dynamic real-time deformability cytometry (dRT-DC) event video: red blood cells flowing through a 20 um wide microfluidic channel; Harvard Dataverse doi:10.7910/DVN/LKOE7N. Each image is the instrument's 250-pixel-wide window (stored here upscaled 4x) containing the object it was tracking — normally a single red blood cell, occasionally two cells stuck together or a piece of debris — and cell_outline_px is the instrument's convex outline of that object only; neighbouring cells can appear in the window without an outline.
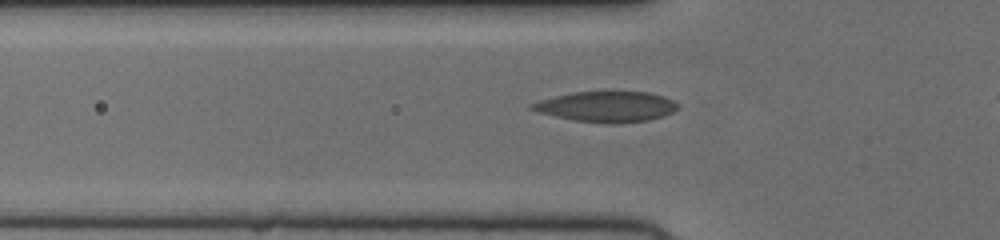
{"species": "human", "species_latin": "Homo sapiens", "temperature_condition": "cold", "stored_images_in_passage": 40, "camera_frame_rate_fps": 3000, "um_per_image_px": 0.085, "donor": {"sex": "female"}, "frame": {"image": 1, "passage_image": 12, "time_ms": 3.667, "image_size_px": [1000, 240], "cell_outline_px": [[676, 108], [672, 112], [664, 116], [648, 120], [612, 124], [608, 124], [576, 120], [556, 116], [540, 112], [528, 108], [528, 104], [540, 100], [572, 92], [648, 92], [664, 96], [672, 100], [676, 104]], "centroid_in_image_um": [51.54, 9.06], "position_along_channel_um": 74.3, "area_um2": 25.66}}
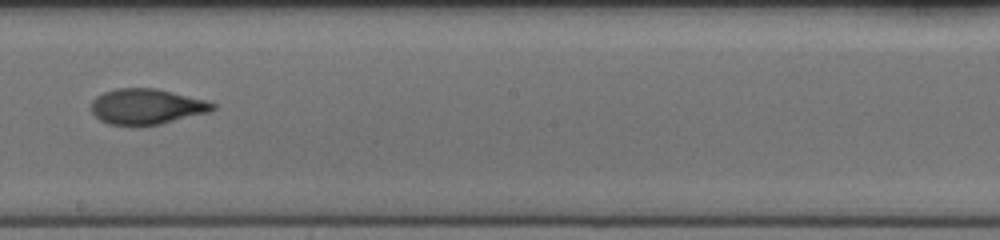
{"frame": {"image": 2, "passage_image": 24, "time_ms": 7.667, "image_size_px": [1000, 240], "cell_outline_px": [[216, 108], [212, 112], [160, 124], [108, 124], [100, 120], [88, 108], [92, 100], [96, 96], [104, 92], [116, 88], [156, 88], [208, 100], [216, 104]], "centroid_in_image_um": [12.49, 9.04], "position_along_channel_um": 235.7, "area_um2": 25.32}}
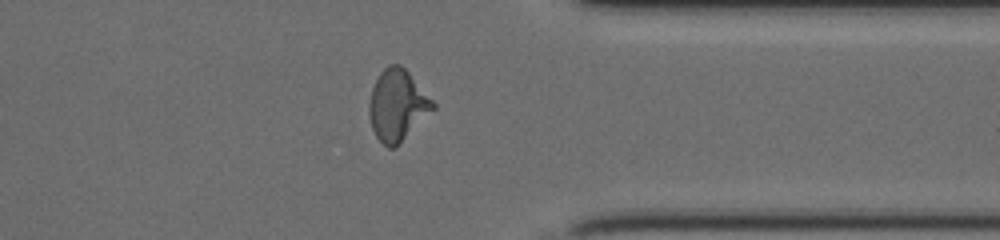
{"frame": {"image": 3, "passage_image": 35, "time_ms": 11.333, "image_size_px": [1000, 240], "cell_outline_px": [[436, 108], [396, 148], [388, 148], [376, 136], [372, 128], [368, 112], [368, 104], [372, 88], [380, 72], [388, 64], [400, 64], [408, 72], [436, 104]], "centroid_in_image_um": [33.78, 8.97], "position_along_channel_um": 377.6, "area_um2": 26.53}}